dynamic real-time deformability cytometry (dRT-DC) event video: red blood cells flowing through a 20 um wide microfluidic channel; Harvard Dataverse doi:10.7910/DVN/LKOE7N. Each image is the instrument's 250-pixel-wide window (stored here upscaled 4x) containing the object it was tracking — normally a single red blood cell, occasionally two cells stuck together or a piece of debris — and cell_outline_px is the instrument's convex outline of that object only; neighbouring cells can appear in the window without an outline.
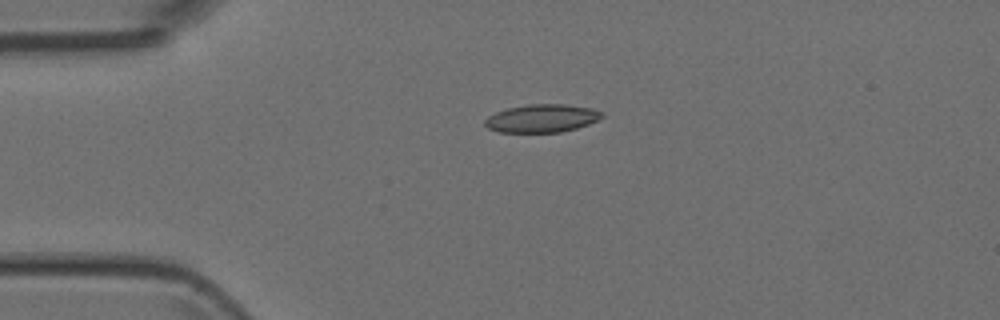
{"species": "Egyptian fruit bat (a non-hibernating species)", "species_latin": "Rousettus aegyptiacus", "temperature_condition": "room temperature", "stored_images_in_passage": 5, "camera_frame_rate_fps": 3000, "um_per_image_px": 0.085, "animal": {"sex": "female"}, "frame": {"image": 1, "passage_image": 4, "time_ms": 3.333, "image_size_px": [1000, 320], "cell_outline_px": [[604, 116], [588, 124], [576, 128], [560, 132], [496, 132], [488, 128], [484, 124], [484, 120], [488, 116], [496, 112], [508, 108], [528, 104], [564, 104], [592, 108], [604, 112]], "centroid_in_image_um": [46.05, 10.05], "position_along_channel_um": 39.0, "area_um2": 19.13}}